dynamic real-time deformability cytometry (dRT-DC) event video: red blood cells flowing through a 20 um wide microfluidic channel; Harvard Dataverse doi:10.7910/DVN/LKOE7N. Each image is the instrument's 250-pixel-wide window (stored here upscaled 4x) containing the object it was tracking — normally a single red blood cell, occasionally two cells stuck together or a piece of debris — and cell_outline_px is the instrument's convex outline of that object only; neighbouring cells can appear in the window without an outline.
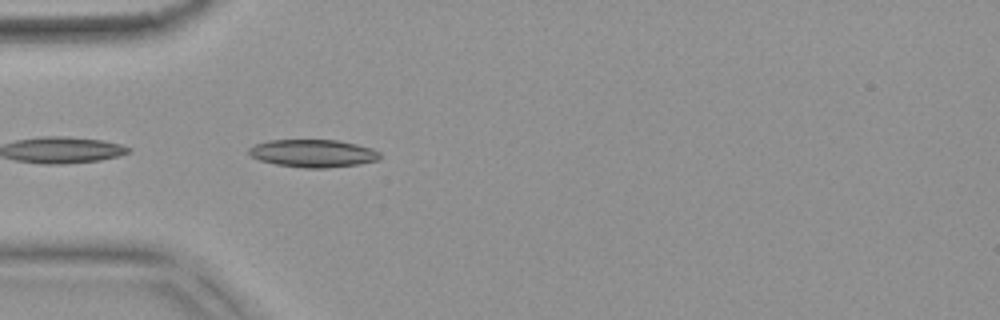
{"species": "common noctule bat (a hibernating species)", "species_latin": "Nyctalus noctula", "temperature_condition": "warm", "stored_images_in_passage": 7, "camera_frame_rate_fps": 3000, "um_per_image_px": 0.085, "animal": {"sex": "female", "body_mass_g": 18.4}, "frame": {"image": 1, "passage_image": 2, "time_ms": 0.333, "image_size_px": [1000, 320], "cell_outline_px": [[380, 160], [356, 164], [324, 168], [304, 168], [276, 164], [260, 160], [252, 156], [248, 152], [248, 148], [256, 144], [268, 140], [336, 140], [356, 144], [372, 148], [380, 152]], "centroid_in_image_um": [26.61, 13.03], "position_along_channel_um": 58.4, "area_um2": 21.04}}